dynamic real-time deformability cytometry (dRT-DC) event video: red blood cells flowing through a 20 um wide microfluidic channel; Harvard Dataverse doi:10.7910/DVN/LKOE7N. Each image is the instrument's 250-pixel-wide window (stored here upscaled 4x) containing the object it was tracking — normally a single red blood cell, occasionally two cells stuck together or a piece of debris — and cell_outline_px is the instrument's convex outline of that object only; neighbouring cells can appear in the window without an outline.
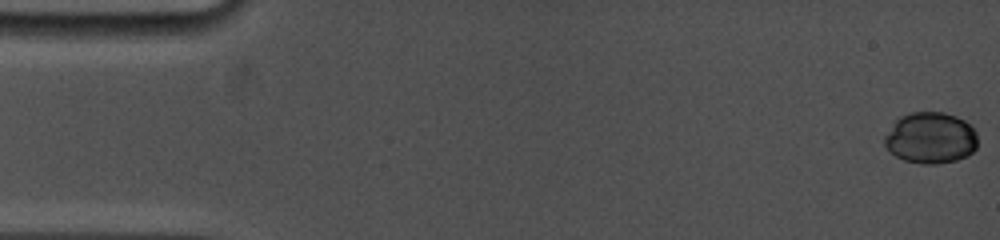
{"species": "common noctule bat (a hibernating species)", "species_latin": "Nyctalus noctula", "temperature_condition": "cold", "stored_images_in_passage": 13, "camera_frame_rate_fps": 5000, "um_per_image_px": 0.085, "animal": {"sex": "female", "body_mass_g": 19.0, "forearm_length_mm": 53.3}, "frame": {"image": 1, "passage_image": 1, "time_ms": 0.0, "image_size_px": [1000, 240], "cell_outline_px": [[976, 148], [968, 156], [956, 160], [936, 164], [920, 164], [904, 160], [896, 156], [884, 144], [884, 136], [896, 120], [900, 116], [912, 112], [944, 112], [956, 116], [964, 120], [976, 132]], "centroid_in_image_um": [79.1, 11.72], "position_along_channel_um": 5.9, "area_um2": 27.8}}
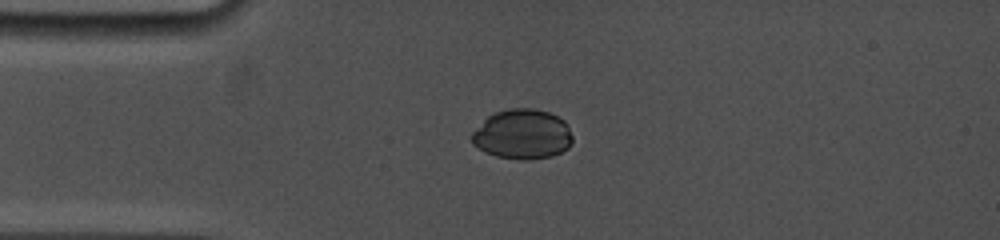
{"frame": {"image": 2, "passage_image": 13, "time_ms": 4.0, "image_size_px": [1000, 240], "cell_outline_px": [[572, 144], [568, 148], [552, 156], [528, 160], [520, 160], [496, 156], [484, 152], [472, 144], [468, 136], [488, 116], [496, 112], [508, 108], [532, 108], [548, 112], [564, 120], [572, 136]], "centroid_in_image_um": [44.37, 11.42], "position_along_channel_um": 40.6, "area_um2": 29.48}}